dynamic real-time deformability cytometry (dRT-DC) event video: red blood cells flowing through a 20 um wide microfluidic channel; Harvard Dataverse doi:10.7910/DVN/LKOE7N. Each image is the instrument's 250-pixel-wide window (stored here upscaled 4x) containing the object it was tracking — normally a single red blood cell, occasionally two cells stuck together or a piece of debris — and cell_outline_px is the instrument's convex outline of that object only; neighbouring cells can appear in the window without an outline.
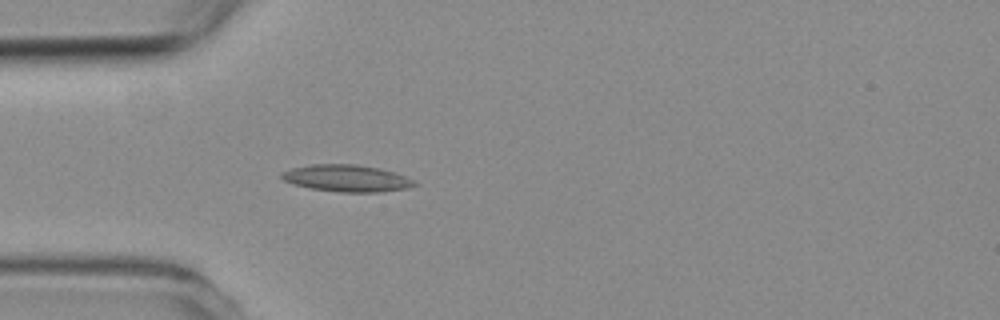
{"species": "common noctule bat (a hibernating species)", "species_latin": "Nyctalus noctula", "temperature_condition": "room temperature", "stored_images_in_passage": 3, "camera_frame_rate_fps": 3000, "um_per_image_px": 0.085, "animal": {"sex": "female", "body_mass_g": 19.3, "forearm_length_mm": 54.1}, "frame": {"image": 1, "passage_image": 3, "time_ms": 3.667, "image_size_px": [1000, 320], "cell_outline_px": [[420, 184], [408, 188], [380, 192], [340, 192], [312, 188], [292, 184], [284, 180], [280, 176], [280, 172], [292, 168], [312, 164], [356, 164], [376, 168], [392, 172], [404, 176]], "centroid_in_image_um": [29.44, 15.15], "position_along_channel_um": 55.6, "area_um2": 20.63}}